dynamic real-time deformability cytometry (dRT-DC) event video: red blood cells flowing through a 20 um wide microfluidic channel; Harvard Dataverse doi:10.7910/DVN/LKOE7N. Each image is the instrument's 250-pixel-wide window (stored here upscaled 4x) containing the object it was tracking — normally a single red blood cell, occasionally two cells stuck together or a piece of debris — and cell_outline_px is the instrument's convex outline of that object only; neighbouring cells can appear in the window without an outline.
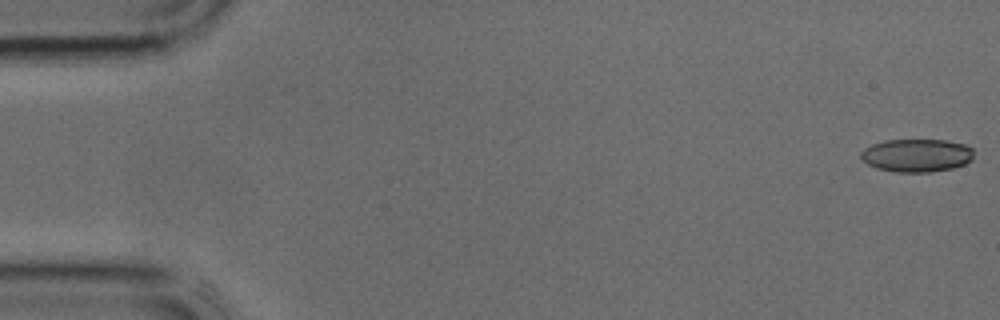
{"species": "common noctule bat (a hibernating species)", "species_latin": "Nyctalus noctula", "temperature_condition": "cold", "stored_images_in_passage": 11, "camera_frame_rate_fps": 3000, "um_per_image_px": 0.085, "animal": {"sex": "male", "body_mass_g": 17.9, "forearm_length_mm": 54.2}, "frame": {"image": 1, "passage_image": 1, "time_ms": 0.0, "image_size_px": [1000, 320], "cell_outline_px": [[972, 160], [964, 164], [952, 168], [932, 172], [896, 172], [876, 168], [868, 164], [860, 156], [860, 152], [864, 148], [872, 144], [884, 140], [948, 140], [964, 144], [972, 148]], "centroid_in_image_um": [77.91, 13.2], "position_along_channel_um": 7.1, "area_um2": 21.79}}
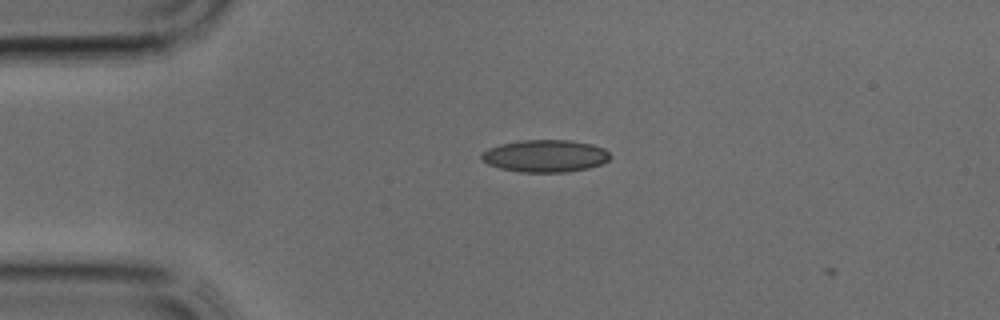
{"frame": {"image": 2, "passage_image": 9, "time_ms": 2.667, "image_size_px": [1000, 320], "cell_outline_px": [[612, 156], [604, 164], [588, 168], [568, 172], [520, 172], [500, 168], [488, 164], [480, 160], [480, 152], [488, 148], [500, 144], [520, 140], [572, 140], [592, 144], [604, 148]], "centroid_in_image_um": [46.34, 13.25], "position_along_channel_um": 38.7, "area_um2": 24.57}}